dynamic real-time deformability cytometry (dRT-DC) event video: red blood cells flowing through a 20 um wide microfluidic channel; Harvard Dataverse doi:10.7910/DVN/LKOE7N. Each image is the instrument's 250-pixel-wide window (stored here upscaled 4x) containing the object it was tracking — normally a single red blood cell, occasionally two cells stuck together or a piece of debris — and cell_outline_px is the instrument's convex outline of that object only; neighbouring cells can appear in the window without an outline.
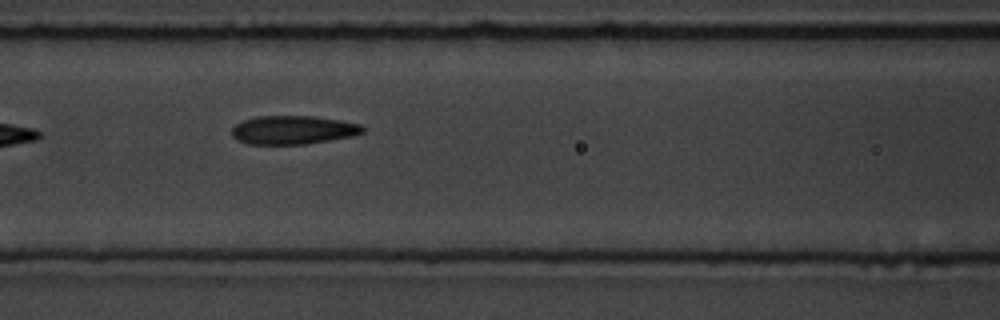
{"species": "common noctule bat (a hibernating species)", "species_latin": "Nyctalus noctula", "temperature_condition": "room temperature", "stored_images_in_passage": 15, "camera_frame_rate_fps": 3000, "um_per_image_px": 0.085, "animal": {"sex": "male", "body_mass_g": 19.5, "forearm_length_mm": 54.6}, "frame": {"image": 1, "passage_image": 7, "time_ms": 7.667, "image_size_px": [1000, 320], "cell_outline_px": [[364, 132], [352, 136], [304, 144], [248, 144], [236, 140], [232, 136], [232, 128], [236, 124], [244, 120], [256, 116], [316, 116], [340, 120], [360, 124], [364, 128]], "centroid_in_image_um": [24.89, 11.04], "position_along_channel_um": 141.7, "area_um2": 21.79}}
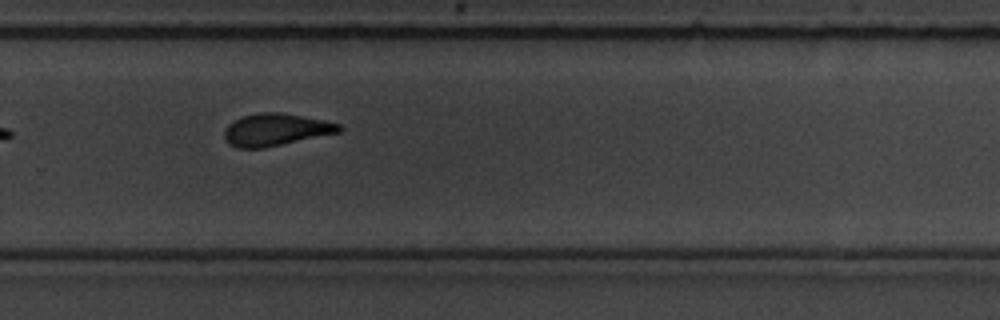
{"frame": {"image": 2, "passage_image": 11, "time_ms": 12.333, "image_size_px": [1000, 320], "cell_outline_px": [[344, 128], [340, 132], [264, 148], [236, 148], [228, 144], [224, 136], [224, 132], [228, 124], [244, 116], [260, 112], [280, 112], [324, 120], [340, 124]], "centroid_in_image_um": [23.44, 11.03], "position_along_channel_um": 306.4, "area_um2": 21.5}, "authors_computed_cell_mechanics": {"area_um2": 22.4842, "velocity_mm_per_s": 3.5461, "shape_relaxation_time_tau1_ms": 5.8738, "shape_relaxation_time_tau2_ms": 2.5714, "deformation_change_tau1": 0.1419, "deformation_change_tau2": 0.0706}}